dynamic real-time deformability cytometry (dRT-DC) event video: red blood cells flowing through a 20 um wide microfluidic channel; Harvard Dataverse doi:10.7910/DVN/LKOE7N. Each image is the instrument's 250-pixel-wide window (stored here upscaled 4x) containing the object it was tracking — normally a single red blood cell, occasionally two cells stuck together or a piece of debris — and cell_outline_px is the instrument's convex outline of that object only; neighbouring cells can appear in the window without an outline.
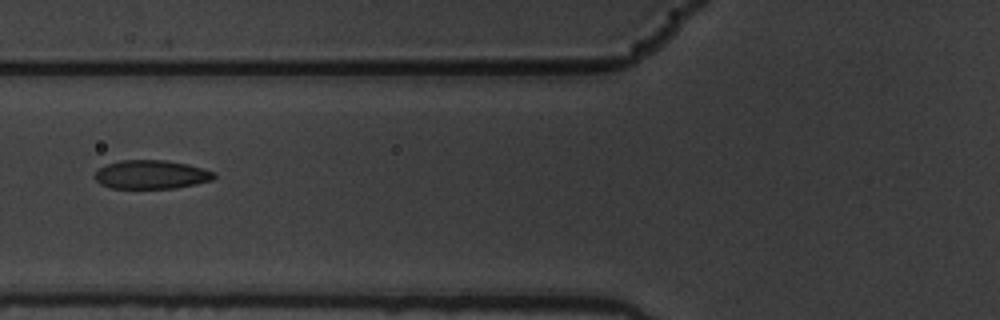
{"species": "common noctule bat (a hibernating species)", "species_latin": "Nyctalus noctula", "temperature_condition": "warm", "stored_images_in_passage": 7, "camera_frame_rate_fps": 3000, "um_per_image_px": 0.085, "animal": {"sex": "male", "body_mass_g": 19.5, "forearm_length_mm": 54.6}, "frame": {"image": 1, "passage_image": 2, "time_ms": 0.333, "image_size_px": [1000, 320], "cell_outline_px": [[216, 176], [212, 180], [196, 184], [176, 188], [112, 188], [100, 184], [92, 176], [100, 168], [108, 164], [120, 160], [164, 160], [188, 164], [204, 168], [216, 172]], "centroid_in_image_um": [12.88, 14.83], "position_along_channel_um": 112.9, "area_um2": 20.06}}
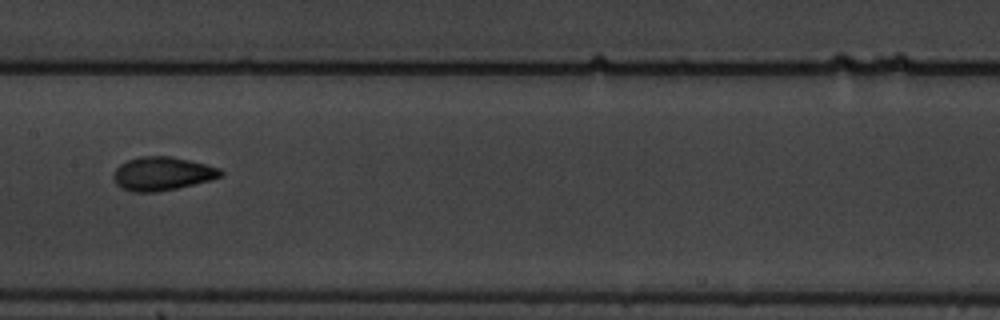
{"frame": {"image": 2, "passage_image": 4, "time_ms": 1.0, "image_size_px": [1000, 320], "cell_outline_px": [[224, 176], [212, 180], [176, 188], [156, 192], [132, 192], [120, 188], [116, 184], [112, 176], [116, 168], [120, 164], [128, 160], [140, 156], [172, 156], [220, 168], [224, 172]], "centroid_in_image_um": [13.79, 14.77], "position_along_channel_um": 193.6, "area_um2": 21.1}}
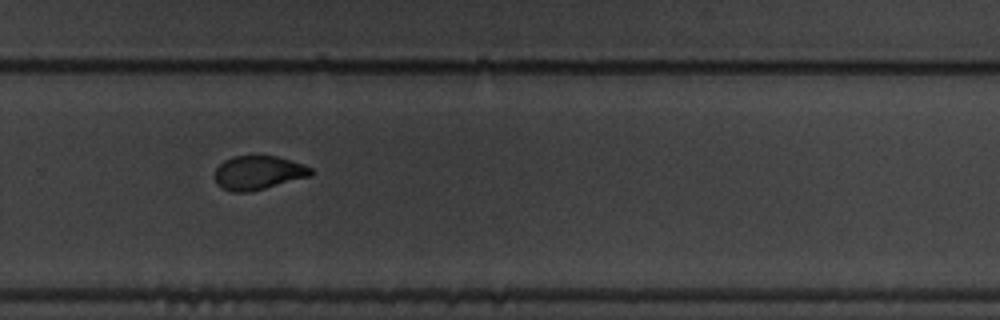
{"frame": {"image": 3, "passage_image": 7, "time_ms": 2.0, "image_size_px": [1000, 320], "cell_outline_px": [[312, 176], [248, 192], [232, 192], [216, 184], [216, 168], [224, 160], [232, 156], [276, 156], [304, 164], [312, 168]], "centroid_in_image_um": [21.97, 14.67], "position_along_channel_um": 307.8, "area_um2": 18.84}}